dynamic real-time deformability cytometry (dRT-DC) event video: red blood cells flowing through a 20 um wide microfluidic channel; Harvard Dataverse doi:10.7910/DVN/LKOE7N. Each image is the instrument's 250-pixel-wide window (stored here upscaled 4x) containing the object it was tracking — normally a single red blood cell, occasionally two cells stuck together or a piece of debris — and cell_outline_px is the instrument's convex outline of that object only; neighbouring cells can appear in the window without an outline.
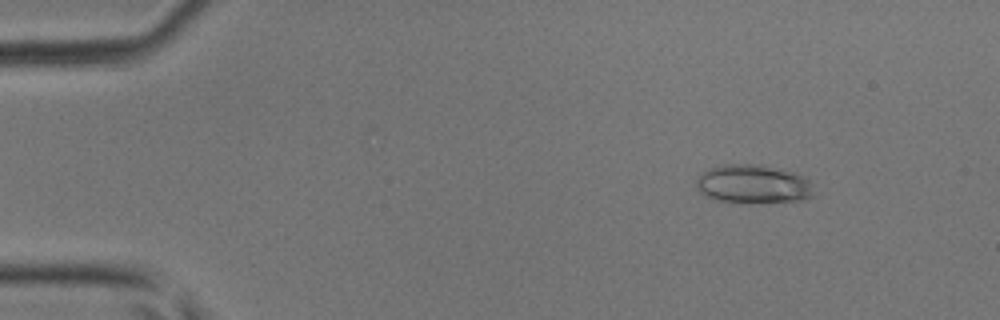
{"species": "common noctule bat (a hibernating species)", "species_latin": "Nyctalus noctula", "temperature_condition": "room temperature", "stored_images_in_passage": 43, "camera_frame_rate_fps": 3000, "um_per_image_px": 0.085, "animal": {"sex": "male", "body_mass_g": 17.9, "forearm_length_mm": 54.2}, "frame": {"image": 1, "passage_image": 5, "time_ms": 1.333, "image_size_px": [1000, 320], "cell_outline_px": [[812, 196], [800, 200], [760, 204], [752, 204], [716, 200], [704, 196], [700, 192], [696, 184], [696, 176], [708, 168], [720, 164], [764, 164], [792, 172], [808, 180], [812, 184]], "centroid_in_image_um": [63.96, 15.66], "position_along_channel_um": 21.0, "area_um2": 27.05}}
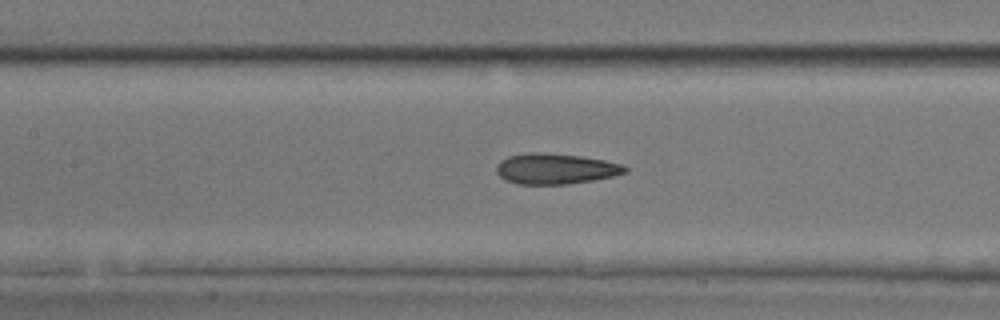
{"frame": {"image": 2, "passage_image": 20, "time_ms": 6.333, "image_size_px": [1000, 320], "cell_outline_px": [[628, 172], [612, 176], [592, 180], [568, 184], [516, 184], [504, 180], [496, 172], [496, 168], [500, 160], [508, 156], [528, 152], [544, 152], [580, 156], [604, 160], [620, 164], [628, 168]], "centroid_in_image_um": [47.18, 14.34], "position_along_channel_um": 160.2, "area_um2": 23.0}}
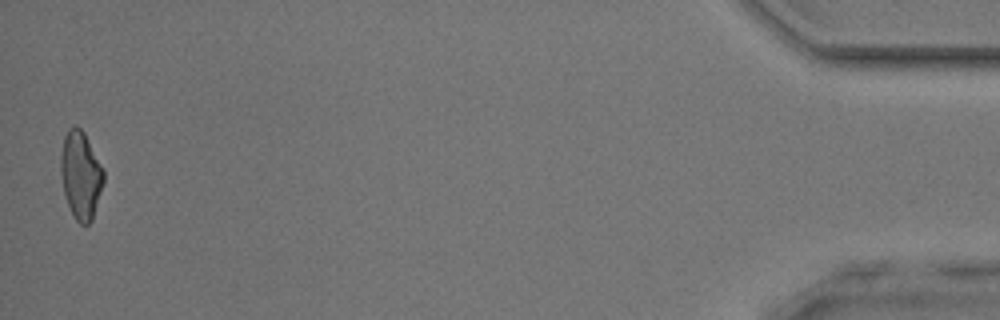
{"frame": {"image": 3, "passage_image": 43, "time_ms": 14.0, "image_size_px": [1000, 320], "cell_outline_px": [[104, 180], [92, 220], [88, 224], [80, 224], [76, 220], [68, 204], [64, 192], [60, 172], [60, 156], [64, 136], [68, 128], [76, 124], [84, 132], [104, 168]], "centroid_in_image_um": [6.86, 14.83], "position_along_channel_um": 428.3, "area_um2": 21.96}}